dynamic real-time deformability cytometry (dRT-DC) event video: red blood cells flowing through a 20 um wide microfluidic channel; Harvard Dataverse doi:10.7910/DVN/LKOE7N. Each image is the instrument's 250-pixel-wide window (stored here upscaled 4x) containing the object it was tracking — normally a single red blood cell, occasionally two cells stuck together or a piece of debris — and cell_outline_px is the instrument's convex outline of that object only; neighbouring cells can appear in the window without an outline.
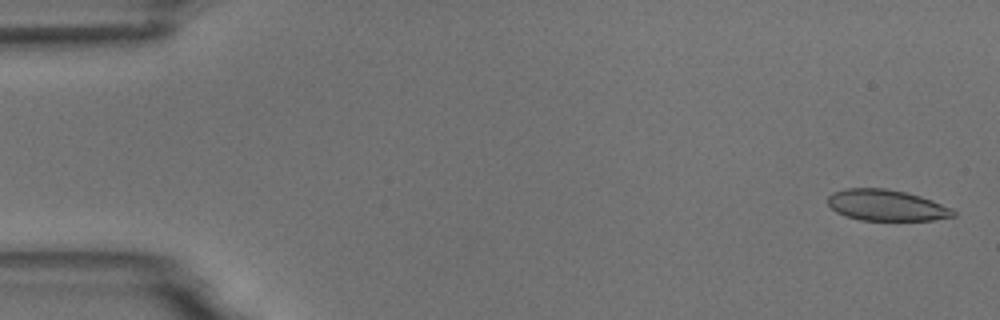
{"species": "common noctule bat (a hibernating species)", "species_latin": "Nyctalus noctula", "temperature_condition": "room temperature", "stored_images_in_passage": 6, "camera_frame_rate_fps": 3000, "um_per_image_px": 0.085, "animal": {"sex": "male", "body_mass_g": 18.8}, "frame": {"image": 1, "passage_image": 1, "time_ms": 0.0, "image_size_px": [1000, 320], "cell_outline_px": [[956, 216], [932, 220], [860, 220], [844, 216], [836, 212], [828, 204], [828, 196], [832, 192], [844, 188], [884, 188], [904, 192], [920, 196], [932, 200], [952, 208], [956, 212]], "centroid_in_image_um": [75.33, 17.45], "position_along_channel_um": 9.7, "area_um2": 22.83}}